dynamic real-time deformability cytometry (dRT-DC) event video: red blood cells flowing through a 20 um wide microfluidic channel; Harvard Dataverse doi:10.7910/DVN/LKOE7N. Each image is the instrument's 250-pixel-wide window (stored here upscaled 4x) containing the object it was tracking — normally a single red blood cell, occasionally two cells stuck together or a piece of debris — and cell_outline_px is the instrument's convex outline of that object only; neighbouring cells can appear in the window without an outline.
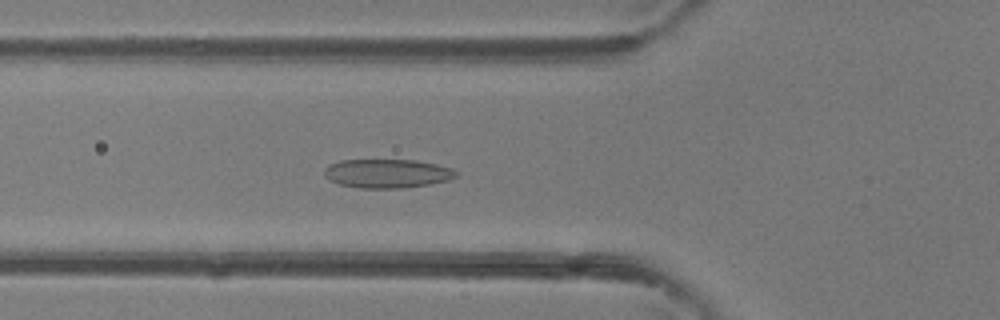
{"species": "common noctule bat (a hibernating species)", "species_latin": "Nyctalus noctula", "temperature_condition": "room temperature", "stored_images_in_passage": 47, "camera_frame_rate_fps": 3000, "um_per_image_px": 0.085, "animal": {"sex": "female"}, "frame": {"image": 1, "passage_image": 16, "time_ms": 5.0, "image_size_px": [1000, 320], "cell_outline_px": [[460, 172], [456, 176], [448, 180], [428, 184], [404, 188], [360, 188], [340, 184], [324, 176], [324, 168], [328, 164], [340, 160], [416, 160], [436, 164], [452, 168]], "centroid_in_image_um": [32.92, 14.74], "position_along_channel_um": 92.9, "area_um2": 22.2}}
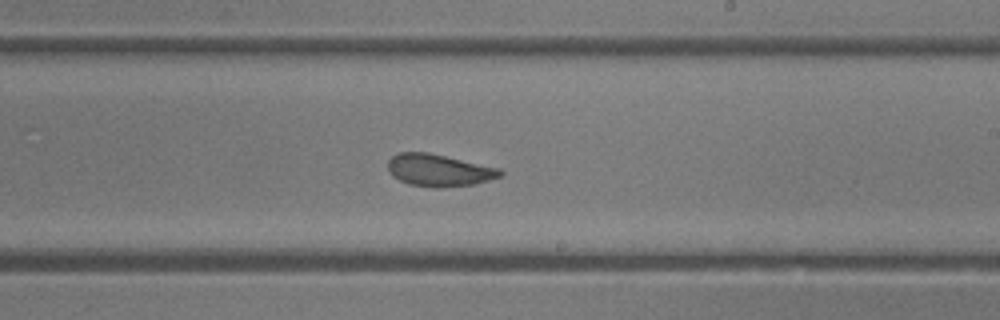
{"frame": {"image": 2, "passage_image": 27, "time_ms": 8.667, "image_size_px": [1000, 320], "cell_outline_px": [[504, 172], [500, 176], [488, 180], [472, 184], [440, 188], [436, 188], [408, 184], [392, 176], [388, 172], [388, 160], [392, 156], [400, 152], [428, 152], [500, 168]], "centroid_in_image_um": [37.28, 14.47], "position_along_channel_um": 251.7, "area_um2": 21.04}}
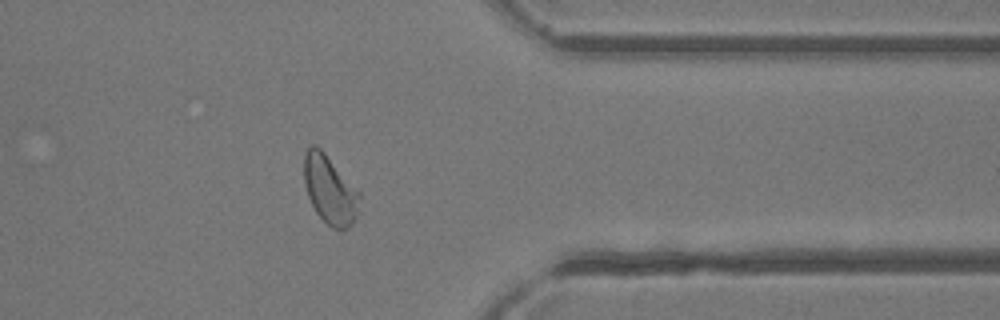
{"frame": {"image": 3, "passage_image": 37, "time_ms": 12.0, "image_size_px": [1000, 320], "cell_outline_px": [[360, 196], [356, 216], [352, 224], [348, 228], [332, 228], [316, 212], [308, 196], [304, 184], [304, 152], [312, 144], [316, 144], [324, 152], [360, 192]], "centroid_in_image_um": [28.02, 16.1], "position_along_channel_um": 383.4, "area_um2": 21.91}, "authors_computed_cell_mechanics": {"area_um2": 22.253, "velocity_mm_per_s": 4.3262, "shape_relaxation_time_tau1_ms": 5.0704, "shape_relaxation_time_tau2_ms": 1.3167, "deformation_change_tau1": 0.1327, "deformation_change_tau2": 0.0727}}